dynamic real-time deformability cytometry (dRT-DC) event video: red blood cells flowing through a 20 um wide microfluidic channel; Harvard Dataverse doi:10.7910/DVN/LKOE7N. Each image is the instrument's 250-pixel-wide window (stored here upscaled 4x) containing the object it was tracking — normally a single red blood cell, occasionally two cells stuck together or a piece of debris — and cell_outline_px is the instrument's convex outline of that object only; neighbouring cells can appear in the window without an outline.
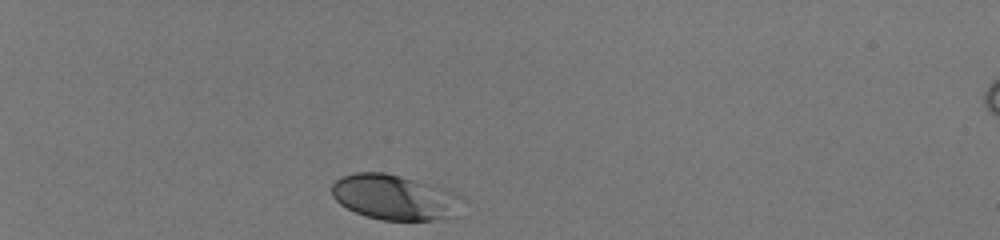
{"species": "human", "species_latin": "Homo sapiens", "temperature_condition": "room temperature", "stored_images_in_passage": 34, "camera_frame_rate_fps": 3000, "um_per_image_px": 0.085, "donor": {"sex": "male"}, "frame": {"image": 1, "passage_image": 1, "time_ms": 0.0, "image_size_px": [1000, 240], "cell_outline_px": [[468, 200], [444, 216], [436, 220], [384, 220], [368, 216], [356, 212], [340, 204], [332, 196], [332, 184], [340, 176], [356, 172], [384, 172], [400, 176], [444, 188], [468, 196]], "centroid_in_image_um": [33.53, 16.74], "position_along_channel_um": 51.5, "area_um2": 34.1}}
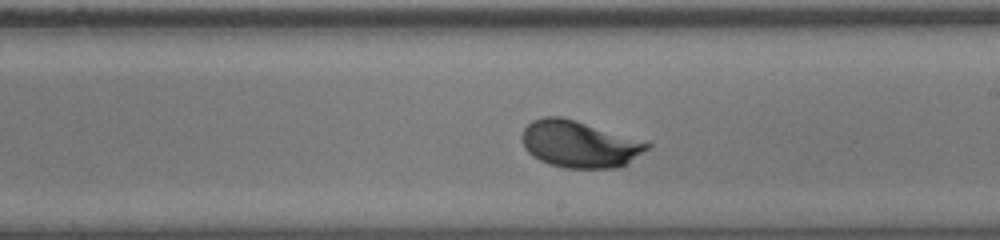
{"frame": {"image": 2, "passage_image": 20, "time_ms": 6.333, "image_size_px": [1000, 240], "cell_outline_px": [[652, 144], [648, 148], [624, 164], [616, 168], [564, 168], [548, 164], [532, 156], [524, 148], [520, 136], [524, 128], [532, 120], [544, 116], [560, 116], [576, 120]], "centroid_in_image_um": [49.15, 12.24], "position_along_channel_um": 239.8, "area_um2": 33.81}}
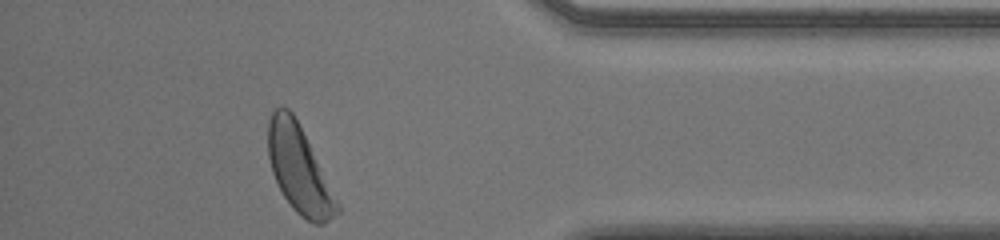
{"frame": {"image": 3, "passage_image": 34, "time_ms": 11.0, "image_size_px": [1000, 240], "cell_outline_px": [[340, 212], [324, 224], [312, 224], [300, 216], [292, 208], [284, 196], [272, 172], [268, 156], [268, 120], [272, 112], [276, 108], [288, 108], [292, 112], [340, 204]], "centroid_in_image_um": [25.42, 14.45], "position_along_channel_um": 409.8, "area_um2": 34.45}, "authors_computed_cell_mechanics": {"area_um2": 33.4084, "velocity_mm_per_s": 3.9743, "shape_relaxation_time_tau1_ms": 2.4363, "shape_relaxation_time_tau2_ms": null, "deformation_change_tau1": 0.1391, "deformation_change_tau2": null}}